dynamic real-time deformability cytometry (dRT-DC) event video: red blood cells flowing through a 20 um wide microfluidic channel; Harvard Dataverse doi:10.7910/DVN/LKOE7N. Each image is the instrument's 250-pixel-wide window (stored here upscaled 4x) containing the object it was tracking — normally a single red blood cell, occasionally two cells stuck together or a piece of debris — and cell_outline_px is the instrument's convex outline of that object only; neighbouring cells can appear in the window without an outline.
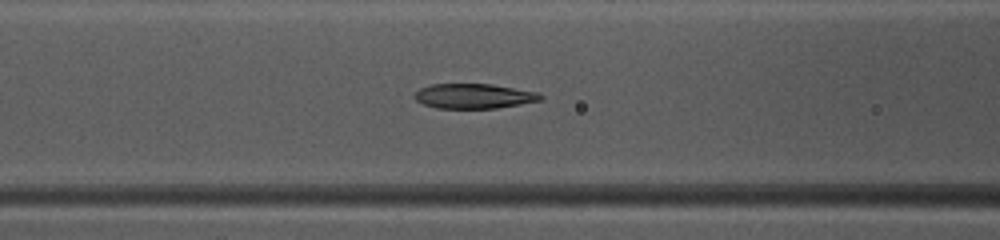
{"species": "common noctule bat (a hibernating species)", "species_latin": "Nyctalus noctula", "temperature_condition": "warm", "stored_images_in_passage": 25, "camera_frame_rate_fps": 3000, "um_per_image_px": 0.085, "animal": {"sex": "female", "body_mass_g": 10.0, "forearm_length_mm": 53.1}, "frame": {"image": 1, "passage_image": 21, "time_ms": 6.667, "image_size_px": [1000, 240], "cell_outline_px": [[544, 96], [540, 100], [520, 104], [496, 108], [436, 108], [424, 104], [416, 100], [416, 92], [420, 88], [432, 84], [492, 84], [540, 92]], "centroid_in_image_um": [40.32, 8.16], "position_along_channel_um": 126.3, "area_um2": 18.15}}
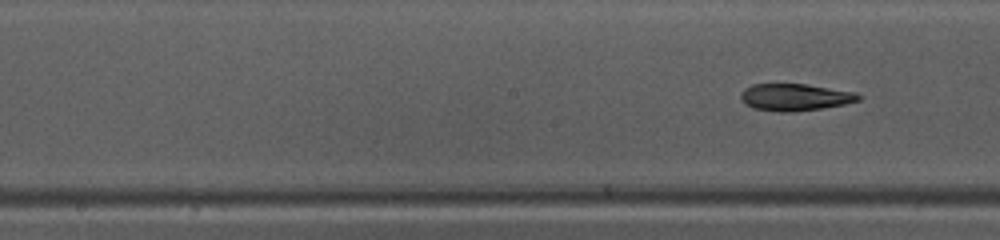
{"frame": {"image": 2, "passage_image": 25, "time_ms": 8.0, "image_size_px": [1000, 240], "cell_outline_px": [[860, 100], [844, 104], [824, 108], [792, 112], [780, 112], [752, 108], [740, 96], [740, 92], [744, 88], [752, 84], [804, 84], [856, 92], [860, 96]], "centroid_in_image_um": [67.57, 8.26], "position_along_channel_um": 180.6, "area_um2": 18.44}}